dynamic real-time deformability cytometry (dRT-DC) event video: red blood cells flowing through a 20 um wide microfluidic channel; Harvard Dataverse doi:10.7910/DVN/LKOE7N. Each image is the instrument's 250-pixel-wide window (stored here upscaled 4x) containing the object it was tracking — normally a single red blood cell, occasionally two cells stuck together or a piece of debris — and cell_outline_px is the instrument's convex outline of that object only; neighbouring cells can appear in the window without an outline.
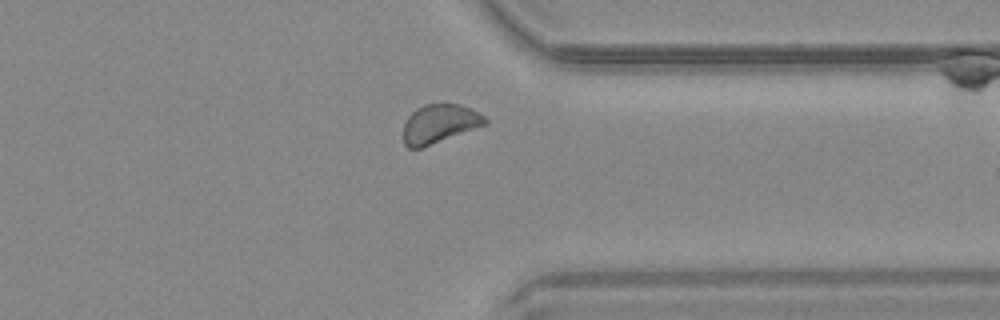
{"species": "common noctule bat (a hibernating species)", "species_latin": "Nyctalus noctula", "temperature_condition": "warm", "stored_images_in_passage": 29, "camera_frame_rate_fps": 3000, "um_per_image_px": 0.085, "animal": {"sex": "male", "body_mass_g": 20.4}, "frame": {"image": 1, "passage_image": 21, "time_ms": 6.667, "image_size_px": [1000, 320], "cell_outline_px": [[488, 124], [420, 148], [408, 148], [404, 144], [404, 124], [408, 116], [416, 108], [424, 104], [444, 100], [460, 104], [472, 108], [484, 116], [488, 120]], "centroid_in_image_um": [37.38, 10.45], "position_along_channel_um": 374.0, "area_um2": 18.96}}